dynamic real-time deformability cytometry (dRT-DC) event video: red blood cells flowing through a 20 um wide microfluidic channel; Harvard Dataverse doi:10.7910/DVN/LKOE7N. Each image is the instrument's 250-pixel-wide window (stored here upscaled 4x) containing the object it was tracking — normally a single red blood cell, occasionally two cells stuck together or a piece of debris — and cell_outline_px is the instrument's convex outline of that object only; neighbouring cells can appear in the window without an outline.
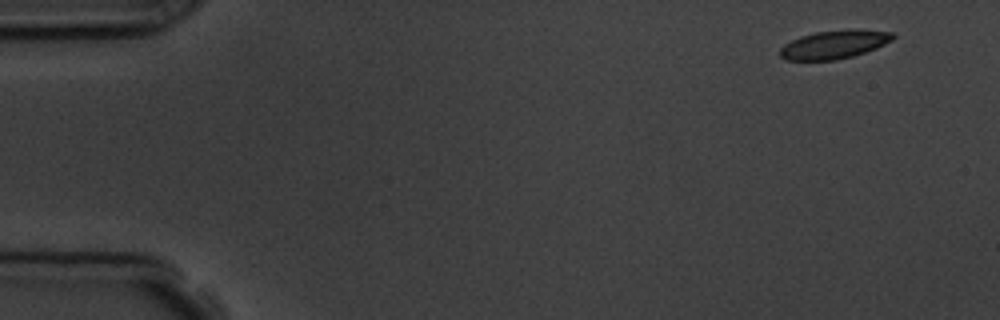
{"species": "common noctule bat (a hibernating species)", "species_latin": "Nyctalus noctula", "temperature_condition": "room temperature", "stored_images_in_passage": 5, "camera_frame_rate_fps": 3000, "um_per_image_px": 0.085, "animal": {"sex": "male", "body_mass_g": 19.5, "forearm_length_mm": 54.6}, "frame": {"image": 1, "passage_image": 1, "time_ms": 0.0, "image_size_px": [1000, 320], "cell_outline_px": [[896, 36], [892, 40], [876, 48], [852, 56], [836, 60], [784, 60], [780, 56], [780, 48], [784, 44], [800, 36], [816, 32], [856, 28], [896, 32]], "centroid_in_image_um": [70.94, 3.76], "position_along_channel_um": 14.1, "area_um2": 18.9}}
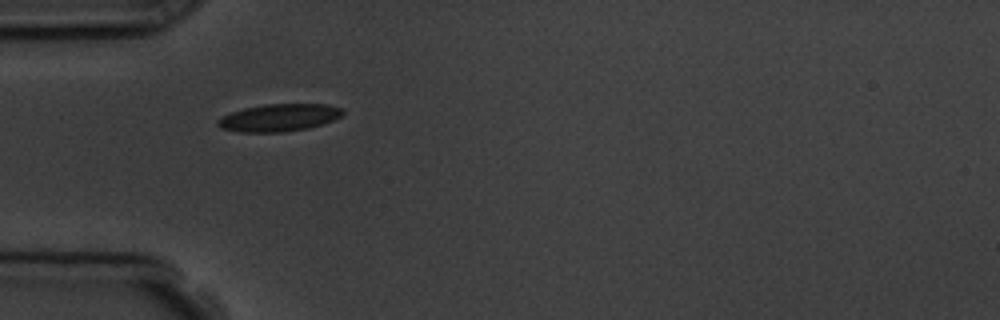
{"frame": {"image": 2, "passage_image": 4, "time_ms": 4.333, "image_size_px": [1000, 320], "cell_outline_px": [[344, 112], [340, 116], [332, 120], [308, 128], [280, 132], [240, 132], [220, 128], [216, 124], [216, 120], [232, 112], [244, 108], [264, 104], [328, 104], [344, 108]], "centroid_in_image_um": [23.71, 9.99], "position_along_channel_um": 61.3, "area_um2": 19.88}}